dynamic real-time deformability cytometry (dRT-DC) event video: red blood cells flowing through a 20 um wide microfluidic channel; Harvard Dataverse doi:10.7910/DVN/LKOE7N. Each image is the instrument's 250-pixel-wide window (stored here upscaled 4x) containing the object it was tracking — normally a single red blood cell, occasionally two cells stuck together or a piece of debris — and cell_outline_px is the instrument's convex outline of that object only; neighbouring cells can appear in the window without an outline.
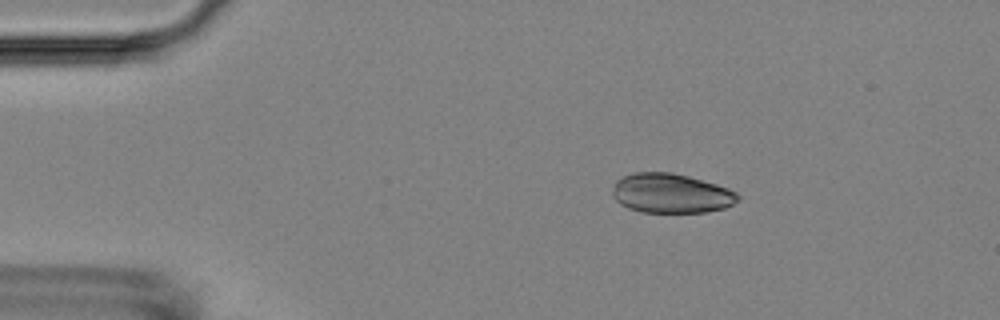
{"species": "Egyptian fruit bat (a non-hibernating species)", "species_latin": "Rousettus aegyptiacus", "temperature_condition": "room temperature", "stored_images_in_passage": 55, "camera_frame_rate_fps": 3000, "um_per_image_px": 0.085, "animal": {"sex": "female"}, "frame": {"image": 1, "passage_image": 9, "time_ms": 2.667, "image_size_px": [1000, 320], "cell_outline_px": [[740, 200], [724, 208], [708, 212], [640, 212], [628, 208], [620, 204], [612, 196], [612, 188], [616, 180], [624, 176], [636, 172], [672, 172], [688, 176], [716, 184], [728, 188], [736, 192], [740, 196]], "centroid_in_image_um": [57.03, 16.43], "position_along_channel_um": 28.0, "area_um2": 29.02}}
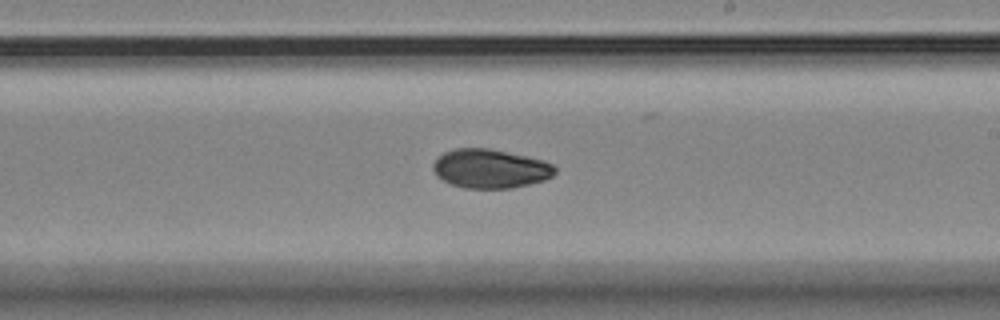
{"frame": {"image": 2, "passage_image": 32, "time_ms": 10.333, "image_size_px": [1000, 320], "cell_outline_px": [[556, 172], [552, 176], [544, 180], [512, 188], [464, 188], [452, 184], [436, 176], [432, 168], [432, 164], [436, 156], [444, 152], [456, 148], [488, 148], [528, 156], [544, 160], [552, 164], [556, 168]], "centroid_in_image_um": [41.65, 14.32], "position_along_channel_um": 247.3, "area_um2": 27.86}}
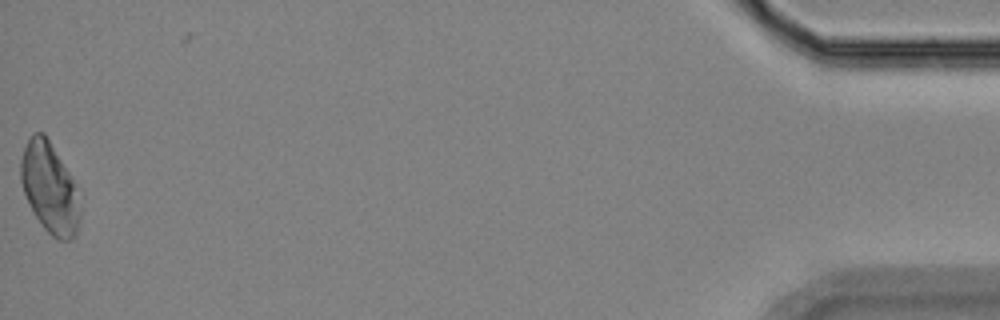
{"frame": {"image": 3, "passage_image": 55, "time_ms": 18.0, "image_size_px": [1000, 320], "cell_outline_px": [[80, 220], [76, 236], [72, 240], [56, 240], [44, 228], [32, 212], [24, 192], [20, 180], [20, 160], [24, 148], [32, 132], [44, 132], [72, 176], [80, 212]], "centroid_in_image_um": [4.2, 15.99], "position_along_channel_um": 431.0, "area_um2": 31.27}, "authors_computed_cell_mechanics": {"area_um2": 28.7844, "velocity_mm_per_s": 3.6075, "shape_relaxation_time_tau1_ms": 5.6531, "shape_relaxation_time_tau2_ms": 4.3715, "deformation_change_tau1": 0.1282, "deformation_change_tau2": 0.0441}}